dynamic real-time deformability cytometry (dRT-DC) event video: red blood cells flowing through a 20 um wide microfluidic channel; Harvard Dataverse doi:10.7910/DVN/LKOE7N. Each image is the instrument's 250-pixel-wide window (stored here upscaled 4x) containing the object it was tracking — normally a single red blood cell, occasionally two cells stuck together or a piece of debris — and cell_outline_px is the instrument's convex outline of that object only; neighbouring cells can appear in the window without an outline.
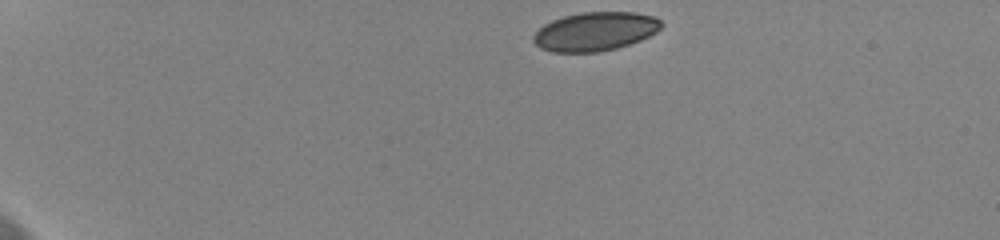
{"species": "human", "species_latin": "Homo sapiens", "temperature_condition": "cold", "stored_images_in_passage": 27, "camera_frame_rate_fps": 3000, "um_per_image_px": 0.085, "donor": {"sex": "female"}, "frame": {"image": 1, "passage_image": 1, "time_ms": 0.0, "image_size_px": [1000, 240], "cell_outline_px": [[664, 24], [656, 32], [640, 40], [616, 48], [596, 52], [552, 52], [540, 48], [532, 40], [532, 36], [544, 24], [552, 20], [564, 16], [580, 12], [632, 12], [652, 16], [660, 20]], "centroid_in_image_um": [50.56, 2.67], "position_along_channel_um": 34.4, "area_um2": 28.78}}